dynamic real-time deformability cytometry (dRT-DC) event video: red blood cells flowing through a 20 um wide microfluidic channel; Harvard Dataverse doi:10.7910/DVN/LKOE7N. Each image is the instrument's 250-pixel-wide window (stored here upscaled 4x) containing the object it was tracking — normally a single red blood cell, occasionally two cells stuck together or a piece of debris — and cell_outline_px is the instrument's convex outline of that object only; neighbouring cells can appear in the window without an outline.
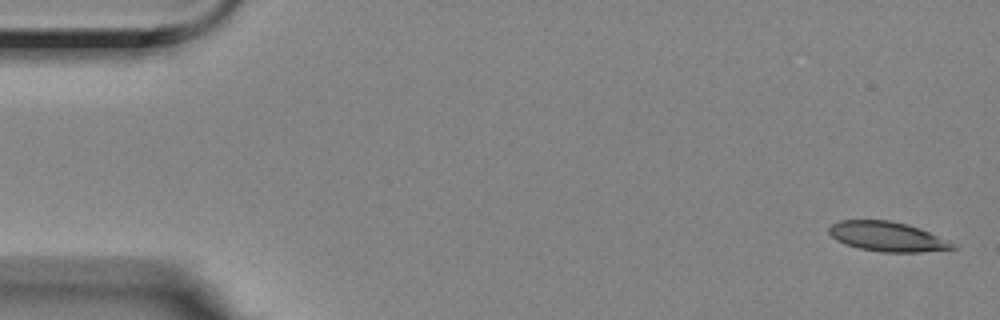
{"species": "Egyptian fruit bat (a non-hibernating species)", "species_latin": "Rousettus aegyptiacus", "temperature_condition": "room temperature", "stored_images_in_passage": 3, "camera_frame_rate_fps": 3000, "um_per_image_px": 0.085, "animal": {"sex": "female"}, "frame": {"image": 1, "passage_image": 1, "time_ms": 0.0, "image_size_px": [1000, 320], "cell_outline_px": [[956, 248], [920, 252], [884, 252], [860, 248], [844, 244], [836, 240], [828, 232], [828, 228], [832, 224], [840, 220], [888, 220], [908, 224], [920, 228], [948, 240], [956, 244]], "centroid_in_image_um": [75.41, 20.1], "position_along_channel_um": 9.6, "area_um2": 21.33}}